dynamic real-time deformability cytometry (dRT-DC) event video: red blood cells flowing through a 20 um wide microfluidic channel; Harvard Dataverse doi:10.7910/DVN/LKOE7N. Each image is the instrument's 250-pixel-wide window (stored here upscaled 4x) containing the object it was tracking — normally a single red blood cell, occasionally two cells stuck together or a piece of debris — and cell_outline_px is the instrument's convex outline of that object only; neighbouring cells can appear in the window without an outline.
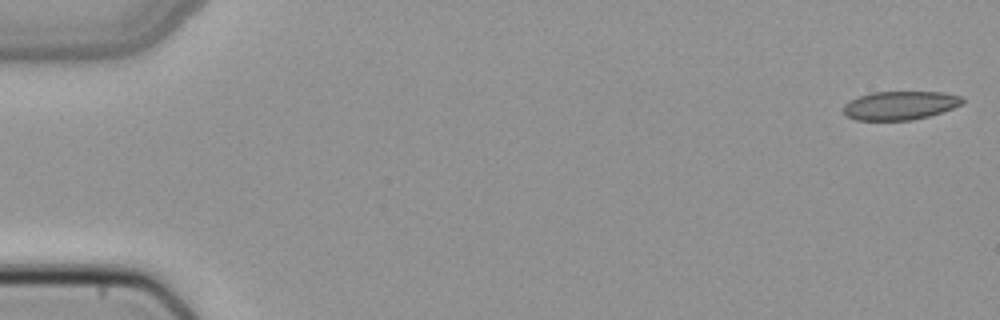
{"species": "common noctule bat (a hibernating species)", "species_latin": "Nyctalus noctula", "temperature_condition": "cold", "stored_images_in_passage": 50, "camera_frame_rate_fps": 3000, "um_per_image_px": 0.085, "animal": {"sex": "female", "body_mass_g": 22.7, "forearm_length_mm": 54.2}, "frame": {"image": 1, "passage_image": 1, "time_ms": 0.0, "image_size_px": [1000, 320], "cell_outline_px": [[964, 100], [960, 104], [952, 108], [928, 116], [912, 120], [856, 120], [848, 116], [844, 112], [844, 104], [848, 100], [872, 92], [944, 92], [964, 96]], "centroid_in_image_um": [76.5, 8.95], "position_along_channel_um": 8.5, "area_um2": 19.77}}
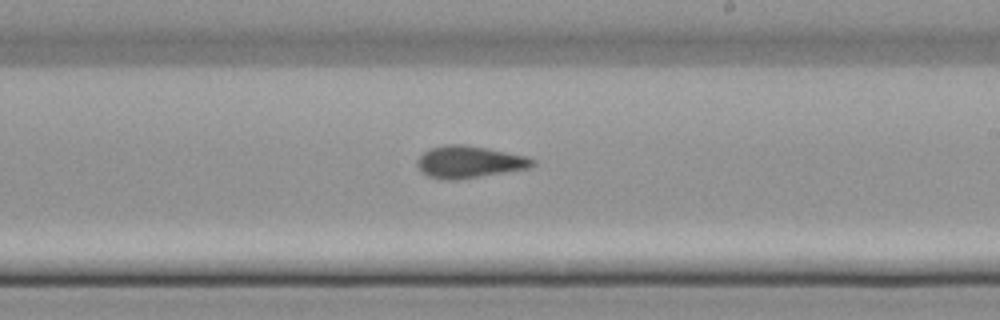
{"frame": {"image": 2, "passage_image": 30, "time_ms": 9.667, "image_size_px": [1000, 320], "cell_outline_px": [[536, 164], [532, 168], [452, 180], [444, 180], [428, 176], [420, 172], [416, 164], [416, 160], [428, 148], [448, 144], [464, 144], [488, 148], [528, 156], [536, 160]], "centroid_in_image_um": [39.89, 13.75], "position_along_channel_um": 249.1, "area_um2": 21.79}}
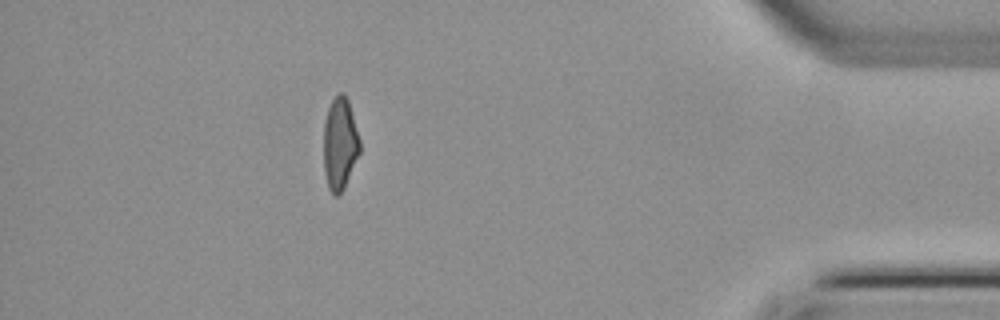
{"frame": {"image": 3, "passage_image": 45, "time_ms": 14.667, "image_size_px": [1000, 320], "cell_outline_px": [[360, 152], [344, 188], [336, 196], [328, 188], [324, 172], [324, 124], [328, 108], [332, 100], [340, 92], [348, 100], [360, 140]], "centroid_in_image_um": [28.89, 12.23], "position_along_channel_um": 406.3, "area_um2": 19.19}}